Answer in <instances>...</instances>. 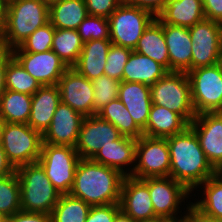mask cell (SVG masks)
Returning a JSON list of instances; mask_svg holds the SVG:
<instances>
[{
	"label": "cell",
	"instance_id": "obj_1",
	"mask_svg": "<svg viewBox=\"0 0 222 222\" xmlns=\"http://www.w3.org/2000/svg\"><path fill=\"white\" fill-rule=\"evenodd\" d=\"M170 154V177L194 190L218 172L202 150L196 133L188 126L182 133L166 137Z\"/></svg>",
	"mask_w": 222,
	"mask_h": 222
},
{
	"label": "cell",
	"instance_id": "obj_2",
	"mask_svg": "<svg viewBox=\"0 0 222 222\" xmlns=\"http://www.w3.org/2000/svg\"><path fill=\"white\" fill-rule=\"evenodd\" d=\"M124 177L116 169L81 158L69 194L90 206L119 204Z\"/></svg>",
	"mask_w": 222,
	"mask_h": 222
},
{
	"label": "cell",
	"instance_id": "obj_3",
	"mask_svg": "<svg viewBox=\"0 0 222 222\" xmlns=\"http://www.w3.org/2000/svg\"><path fill=\"white\" fill-rule=\"evenodd\" d=\"M49 23V5L40 0H7L0 46L11 51L36 29Z\"/></svg>",
	"mask_w": 222,
	"mask_h": 222
},
{
	"label": "cell",
	"instance_id": "obj_4",
	"mask_svg": "<svg viewBox=\"0 0 222 222\" xmlns=\"http://www.w3.org/2000/svg\"><path fill=\"white\" fill-rule=\"evenodd\" d=\"M20 182L21 210L51 215L61 194L52 185L43 167L31 163L16 168Z\"/></svg>",
	"mask_w": 222,
	"mask_h": 222
},
{
	"label": "cell",
	"instance_id": "obj_5",
	"mask_svg": "<svg viewBox=\"0 0 222 222\" xmlns=\"http://www.w3.org/2000/svg\"><path fill=\"white\" fill-rule=\"evenodd\" d=\"M152 104L178 113L188 124L196 113L191 100V84L186 72H167L150 86Z\"/></svg>",
	"mask_w": 222,
	"mask_h": 222
},
{
	"label": "cell",
	"instance_id": "obj_6",
	"mask_svg": "<svg viewBox=\"0 0 222 222\" xmlns=\"http://www.w3.org/2000/svg\"><path fill=\"white\" fill-rule=\"evenodd\" d=\"M1 146L8 161L16 169L39 160L42 135L28 124L4 123Z\"/></svg>",
	"mask_w": 222,
	"mask_h": 222
},
{
	"label": "cell",
	"instance_id": "obj_7",
	"mask_svg": "<svg viewBox=\"0 0 222 222\" xmlns=\"http://www.w3.org/2000/svg\"><path fill=\"white\" fill-rule=\"evenodd\" d=\"M156 16L124 1L108 18L112 44L135 49L138 40Z\"/></svg>",
	"mask_w": 222,
	"mask_h": 222
},
{
	"label": "cell",
	"instance_id": "obj_8",
	"mask_svg": "<svg viewBox=\"0 0 222 222\" xmlns=\"http://www.w3.org/2000/svg\"><path fill=\"white\" fill-rule=\"evenodd\" d=\"M196 115L222 112V66L199 67L187 72Z\"/></svg>",
	"mask_w": 222,
	"mask_h": 222
},
{
	"label": "cell",
	"instance_id": "obj_9",
	"mask_svg": "<svg viewBox=\"0 0 222 222\" xmlns=\"http://www.w3.org/2000/svg\"><path fill=\"white\" fill-rule=\"evenodd\" d=\"M80 159L75 147L42 143L37 162L43 167L52 185L63 195L70 193Z\"/></svg>",
	"mask_w": 222,
	"mask_h": 222
},
{
	"label": "cell",
	"instance_id": "obj_10",
	"mask_svg": "<svg viewBox=\"0 0 222 222\" xmlns=\"http://www.w3.org/2000/svg\"><path fill=\"white\" fill-rule=\"evenodd\" d=\"M142 180L148 185L153 209L157 216L176 217L190 208L192 202L187 199L192 197V193L172 177H149ZM185 200L188 201L186 206ZM182 205L183 208H181ZM183 209L184 212H182Z\"/></svg>",
	"mask_w": 222,
	"mask_h": 222
},
{
	"label": "cell",
	"instance_id": "obj_11",
	"mask_svg": "<svg viewBox=\"0 0 222 222\" xmlns=\"http://www.w3.org/2000/svg\"><path fill=\"white\" fill-rule=\"evenodd\" d=\"M137 179L170 176V154L166 138L142 135L137 139L135 168Z\"/></svg>",
	"mask_w": 222,
	"mask_h": 222
},
{
	"label": "cell",
	"instance_id": "obj_12",
	"mask_svg": "<svg viewBox=\"0 0 222 222\" xmlns=\"http://www.w3.org/2000/svg\"><path fill=\"white\" fill-rule=\"evenodd\" d=\"M192 56L191 70L220 63L222 54V26L204 19L189 27Z\"/></svg>",
	"mask_w": 222,
	"mask_h": 222
},
{
	"label": "cell",
	"instance_id": "obj_13",
	"mask_svg": "<svg viewBox=\"0 0 222 222\" xmlns=\"http://www.w3.org/2000/svg\"><path fill=\"white\" fill-rule=\"evenodd\" d=\"M122 134L98 115L84 117L75 149L82 159H92L104 145L118 140Z\"/></svg>",
	"mask_w": 222,
	"mask_h": 222
},
{
	"label": "cell",
	"instance_id": "obj_14",
	"mask_svg": "<svg viewBox=\"0 0 222 222\" xmlns=\"http://www.w3.org/2000/svg\"><path fill=\"white\" fill-rule=\"evenodd\" d=\"M212 167L222 168V112L197 114L189 124Z\"/></svg>",
	"mask_w": 222,
	"mask_h": 222
},
{
	"label": "cell",
	"instance_id": "obj_15",
	"mask_svg": "<svg viewBox=\"0 0 222 222\" xmlns=\"http://www.w3.org/2000/svg\"><path fill=\"white\" fill-rule=\"evenodd\" d=\"M23 68L35 78L41 86L57 85L68 69L67 65L51 49L45 52H11Z\"/></svg>",
	"mask_w": 222,
	"mask_h": 222
},
{
	"label": "cell",
	"instance_id": "obj_16",
	"mask_svg": "<svg viewBox=\"0 0 222 222\" xmlns=\"http://www.w3.org/2000/svg\"><path fill=\"white\" fill-rule=\"evenodd\" d=\"M61 102L69 105L84 117L93 116L94 89L92 81L68 68L57 84Z\"/></svg>",
	"mask_w": 222,
	"mask_h": 222
},
{
	"label": "cell",
	"instance_id": "obj_17",
	"mask_svg": "<svg viewBox=\"0 0 222 222\" xmlns=\"http://www.w3.org/2000/svg\"><path fill=\"white\" fill-rule=\"evenodd\" d=\"M83 119L81 113L60 102L50 126L42 135V143L75 147Z\"/></svg>",
	"mask_w": 222,
	"mask_h": 222
},
{
	"label": "cell",
	"instance_id": "obj_18",
	"mask_svg": "<svg viewBox=\"0 0 222 222\" xmlns=\"http://www.w3.org/2000/svg\"><path fill=\"white\" fill-rule=\"evenodd\" d=\"M120 209L133 220L154 218V212L148 185L132 176H125L121 186Z\"/></svg>",
	"mask_w": 222,
	"mask_h": 222
},
{
	"label": "cell",
	"instance_id": "obj_19",
	"mask_svg": "<svg viewBox=\"0 0 222 222\" xmlns=\"http://www.w3.org/2000/svg\"><path fill=\"white\" fill-rule=\"evenodd\" d=\"M136 145L137 139L122 135L100 148L92 160L118 170L123 176H131L136 162Z\"/></svg>",
	"mask_w": 222,
	"mask_h": 222
},
{
	"label": "cell",
	"instance_id": "obj_20",
	"mask_svg": "<svg viewBox=\"0 0 222 222\" xmlns=\"http://www.w3.org/2000/svg\"><path fill=\"white\" fill-rule=\"evenodd\" d=\"M163 33L168 48L170 72L191 70L192 42L188 27L163 24Z\"/></svg>",
	"mask_w": 222,
	"mask_h": 222
},
{
	"label": "cell",
	"instance_id": "obj_21",
	"mask_svg": "<svg viewBox=\"0 0 222 222\" xmlns=\"http://www.w3.org/2000/svg\"><path fill=\"white\" fill-rule=\"evenodd\" d=\"M60 102V91L57 85L41 86L32 95L30 117L27 124L43 135L50 126Z\"/></svg>",
	"mask_w": 222,
	"mask_h": 222
},
{
	"label": "cell",
	"instance_id": "obj_22",
	"mask_svg": "<svg viewBox=\"0 0 222 222\" xmlns=\"http://www.w3.org/2000/svg\"><path fill=\"white\" fill-rule=\"evenodd\" d=\"M118 99L125 105L136 124L143 130L147 125L152 105L150 86L122 81L119 86Z\"/></svg>",
	"mask_w": 222,
	"mask_h": 222
},
{
	"label": "cell",
	"instance_id": "obj_23",
	"mask_svg": "<svg viewBox=\"0 0 222 222\" xmlns=\"http://www.w3.org/2000/svg\"><path fill=\"white\" fill-rule=\"evenodd\" d=\"M110 39L89 40L83 43L77 63L72 67L90 81L104 75Z\"/></svg>",
	"mask_w": 222,
	"mask_h": 222
},
{
	"label": "cell",
	"instance_id": "obj_24",
	"mask_svg": "<svg viewBox=\"0 0 222 222\" xmlns=\"http://www.w3.org/2000/svg\"><path fill=\"white\" fill-rule=\"evenodd\" d=\"M162 24L191 27L205 19L202 0H168L156 16Z\"/></svg>",
	"mask_w": 222,
	"mask_h": 222
},
{
	"label": "cell",
	"instance_id": "obj_25",
	"mask_svg": "<svg viewBox=\"0 0 222 222\" xmlns=\"http://www.w3.org/2000/svg\"><path fill=\"white\" fill-rule=\"evenodd\" d=\"M188 126L189 124L178 113L152 104L143 135L166 138L182 133Z\"/></svg>",
	"mask_w": 222,
	"mask_h": 222
},
{
	"label": "cell",
	"instance_id": "obj_26",
	"mask_svg": "<svg viewBox=\"0 0 222 222\" xmlns=\"http://www.w3.org/2000/svg\"><path fill=\"white\" fill-rule=\"evenodd\" d=\"M168 71L148 56L132 51L123 69V81L155 84Z\"/></svg>",
	"mask_w": 222,
	"mask_h": 222
},
{
	"label": "cell",
	"instance_id": "obj_27",
	"mask_svg": "<svg viewBox=\"0 0 222 222\" xmlns=\"http://www.w3.org/2000/svg\"><path fill=\"white\" fill-rule=\"evenodd\" d=\"M134 51L155 60L170 72V61L163 33V24L157 18L146 28Z\"/></svg>",
	"mask_w": 222,
	"mask_h": 222
},
{
	"label": "cell",
	"instance_id": "obj_28",
	"mask_svg": "<svg viewBox=\"0 0 222 222\" xmlns=\"http://www.w3.org/2000/svg\"><path fill=\"white\" fill-rule=\"evenodd\" d=\"M88 15L85 0H58L49 6V22L56 29L77 30Z\"/></svg>",
	"mask_w": 222,
	"mask_h": 222
},
{
	"label": "cell",
	"instance_id": "obj_29",
	"mask_svg": "<svg viewBox=\"0 0 222 222\" xmlns=\"http://www.w3.org/2000/svg\"><path fill=\"white\" fill-rule=\"evenodd\" d=\"M195 190L200 191L202 194L196 192L198 198H195L194 203L192 202L191 204L206 215L222 219V176L217 173L215 176L208 178ZM198 194H200V198Z\"/></svg>",
	"mask_w": 222,
	"mask_h": 222
},
{
	"label": "cell",
	"instance_id": "obj_30",
	"mask_svg": "<svg viewBox=\"0 0 222 222\" xmlns=\"http://www.w3.org/2000/svg\"><path fill=\"white\" fill-rule=\"evenodd\" d=\"M32 105V95L6 90L0 99V117L6 123L27 124Z\"/></svg>",
	"mask_w": 222,
	"mask_h": 222
},
{
	"label": "cell",
	"instance_id": "obj_31",
	"mask_svg": "<svg viewBox=\"0 0 222 222\" xmlns=\"http://www.w3.org/2000/svg\"><path fill=\"white\" fill-rule=\"evenodd\" d=\"M97 115L112 123L124 136L139 139L143 135V130L136 124L125 105L118 98L110 101Z\"/></svg>",
	"mask_w": 222,
	"mask_h": 222
},
{
	"label": "cell",
	"instance_id": "obj_32",
	"mask_svg": "<svg viewBox=\"0 0 222 222\" xmlns=\"http://www.w3.org/2000/svg\"><path fill=\"white\" fill-rule=\"evenodd\" d=\"M83 43L77 30L55 28L51 49L71 68L78 61Z\"/></svg>",
	"mask_w": 222,
	"mask_h": 222
},
{
	"label": "cell",
	"instance_id": "obj_33",
	"mask_svg": "<svg viewBox=\"0 0 222 222\" xmlns=\"http://www.w3.org/2000/svg\"><path fill=\"white\" fill-rule=\"evenodd\" d=\"M6 89L33 95L41 84L33 78L7 50Z\"/></svg>",
	"mask_w": 222,
	"mask_h": 222
},
{
	"label": "cell",
	"instance_id": "obj_34",
	"mask_svg": "<svg viewBox=\"0 0 222 222\" xmlns=\"http://www.w3.org/2000/svg\"><path fill=\"white\" fill-rule=\"evenodd\" d=\"M91 206L70 194L61 195L51 213V222H85Z\"/></svg>",
	"mask_w": 222,
	"mask_h": 222
},
{
	"label": "cell",
	"instance_id": "obj_35",
	"mask_svg": "<svg viewBox=\"0 0 222 222\" xmlns=\"http://www.w3.org/2000/svg\"><path fill=\"white\" fill-rule=\"evenodd\" d=\"M21 211L20 182L16 171L0 178V212L6 217Z\"/></svg>",
	"mask_w": 222,
	"mask_h": 222
},
{
	"label": "cell",
	"instance_id": "obj_36",
	"mask_svg": "<svg viewBox=\"0 0 222 222\" xmlns=\"http://www.w3.org/2000/svg\"><path fill=\"white\" fill-rule=\"evenodd\" d=\"M120 81L101 75L92 81L94 89L93 116L106 106L110 101L118 98Z\"/></svg>",
	"mask_w": 222,
	"mask_h": 222
},
{
	"label": "cell",
	"instance_id": "obj_37",
	"mask_svg": "<svg viewBox=\"0 0 222 222\" xmlns=\"http://www.w3.org/2000/svg\"><path fill=\"white\" fill-rule=\"evenodd\" d=\"M55 27L49 22L45 26L36 29L18 47L10 52H45L51 50Z\"/></svg>",
	"mask_w": 222,
	"mask_h": 222
},
{
	"label": "cell",
	"instance_id": "obj_38",
	"mask_svg": "<svg viewBox=\"0 0 222 222\" xmlns=\"http://www.w3.org/2000/svg\"><path fill=\"white\" fill-rule=\"evenodd\" d=\"M83 42L110 39L109 20L104 17L88 15L77 29Z\"/></svg>",
	"mask_w": 222,
	"mask_h": 222
},
{
	"label": "cell",
	"instance_id": "obj_39",
	"mask_svg": "<svg viewBox=\"0 0 222 222\" xmlns=\"http://www.w3.org/2000/svg\"><path fill=\"white\" fill-rule=\"evenodd\" d=\"M132 51L127 47L111 44L104 67V75L122 82L123 69Z\"/></svg>",
	"mask_w": 222,
	"mask_h": 222
},
{
	"label": "cell",
	"instance_id": "obj_40",
	"mask_svg": "<svg viewBox=\"0 0 222 222\" xmlns=\"http://www.w3.org/2000/svg\"><path fill=\"white\" fill-rule=\"evenodd\" d=\"M123 0H85L89 15L109 18Z\"/></svg>",
	"mask_w": 222,
	"mask_h": 222
},
{
	"label": "cell",
	"instance_id": "obj_41",
	"mask_svg": "<svg viewBox=\"0 0 222 222\" xmlns=\"http://www.w3.org/2000/svg\"><path fill=\"white\" fill-rule=\"evenodd\" d=\"M120 210L119 204L91 206L85 222H113Z\"/></svg>",
	"mask_w": 222,
	"mask_h": 222
},
{
	"label": "cell",
	"instance_id": "obj_42",
	"mask_svg": "<svg viewBox=\"0 0 222 222\" xmlns=\"http://www.w3.org/2000/svg\"><path fill=\"white\" fill-rule=\"evenodd\" d=\"M6 222H51V215L21 210L12 216H8Z\"/></svg>",
	"mask_w": 222,
	"mask_h": 222
},
{
	"label": "cell",
	"instance_id": "obj_43",
	"mask_svg": "<svg viewBox=\"0 0 222 222\" xmlns=\"http://www.w3.org/2000/svg\"><path fill=\"white\" fill-rule=\"evenodd\" d=\"M205 19L222 23V0H202Z\"/></svg>",
	"mask_w": 222,
	"mask_h": 222
},
{
	"label": "cell",
	"instance_id": "obj_44",
	"mask_svg": "<svg viewBox=\"0 0 222 222\" xmlns=\"http://www.w3.org/2000/svg\"><path fill=\"white\" fill-rule=\"evenodd\" d=\"M125 3L143 8L157 16L168 3V0H123Z\"/></svg>",
	"mask_w": 222,
	"mask_h": 222
},
{
	"label": "cell",
	"instance_id": "obj_45",
	"mask_svg": "<svg viewBox=\"0 0 222 222\" xmlns=\"http://www.w3.org/2000/svg\"><path fill=\"white\" fill-rule=\"evenodd\" d=\"M7 50L0 46V99L6 92Z\"/></svg>",
	"mask_w": 222,
	"mask_h": 222
},
{
	"label": "cell",
	"instance_id": "obj_46",
	"mask_svg": "<svg viewBox=\"0 0 222 222\" xmlns=\"http://www.w3.org/2000/svg\"><path fill=\"white\" fill-rule=\"evenodd\" d=\"M16 169L8 161L2 146L0 145V178L14 173Z\"/></svg>",
	"mask_w": 222,
	"mask_h": 222
},
{
	"label": "cell",
	"instance_id": "obj_47",
	"mask_svg": "<svg viewBox=\"0 0 222 222\" xmlns=\"http://www.w3.org/2000/svg\"><path fill=\"white\" fill-rule=\"evenodd\" d=\"M191 215L193 222H222V219L206 215L201 211L197 210L192 204H191Z\"/></svg>",
	"mask_w": 222,
	"mask_h": 222
},
{
	"label": "cell",
	"instance_id": "obj_48",
	"mask_svg": "<svg viewBox=\"0 0 222 222\" xmlns=\"http://www.w3.org/2000/svg\"><path fill=\"white\" fill-rule=\"evenodd\" d=\"M163 222H193L192 215H191V205L190 208L183 213L181 216L176 217H163Z\"/></svg>",
	"mask_w": 222,
	"mask_h": 222
},
{
	"label": "cell",
	"instance_id": "obj_49",
	"mask_svg": "<svg viewBox=\"0 0 222 222\" xmlns=\"http://www.w3.org/2000/svg\"><path fill=\"white\" fill-rule=\"evenodd\" d=\"M6 5L7 0H0V39L5 28Z\"/></svg>",
	"mask_w": 222,
	"mask_h": 222
},
{
	"label": "cell",
	"instance_id": "obj_50",
	"mask_svg": "<svg viewBox=\"0 0 222 222\" xmlns=\"http://www.w3.org/2000/svg\"><path fill=\"white\" fill-rule=\"evenodd\" d=\"M113 222H137V221L133 220L129 215L120 210L116 214Z\"/></svg>",
	"mask_w": 222,
	"mask_h": 222
},
{
	"label": "cell",
	"instance_id": "obj_51",
	"mask_svg": "<svg viewBox=\"0 0 222 222\" xmlns=\"http://www.w3.org/2000/svg\"><path fill=\"white\" fill-rule=\"evenodd\" d=\"M137 222H163V217L162 216H156L154 218L140 220V221H137Z\"/></svg>",
	"mask_w": 222,
	"mask_h": 222
},
{
	"label": "cell",
	"instance_id": "obj_52",
	"mask_svg": "<svg viewBox=\"0 0 222 222\" xmlns=\"http://www.w3.org/2000/svg\"><path fill=\"white\" fill-rule=\"evenodd\" d=\"M4 123H5L4 120L0 117V145H1V135Z\"/></svg>",
	"mask_w": 222,
	"mask_h": 222
},
{
	"label": "cell",
	"instance_id": "obj_53",
	"mask_svg": "<svg viewBox=\"0 0 222 222\" xmlns=\"http://www.w3.org/2000/svg\"><path fill=\"white\" fill-rule=\"evenodd\" d=\"M40 1L46 3L47 5L50 6L51 4L57 2L58 0H40Z\"/></svg>",
	"mask_w": 222,
	"mask_h": 222
},
{
	"label": "cell",
	"instance_id": "obj_54",
	"mask_svg": "<svg viewBox=\"0 0 222 222\" xmlns=\"http://www.w3.org/2000/svg\"><path fill=\"white\" fill-rule=\"evenodd\" d=\"M6 220H7V217L3 213L0 212V222H6Z\"/></svg>",
	"mask_w": 222,
	"mask_h": 222
},
{
	"label": "cell",
	"instance_id": "obj_55",
	"mask_svg": "<svg viewBox=\"0 0 222 222\" xmlns=\"http://www.w3.org/2000/svg\"><path fill=\"white\" fill-rule=\"evenodd\" d=\"M220 64H221V66H222V54H221V58H220Z\"/></svg>",
	"mask_w": 222,
	"mask_h": 222
},
{
	"label": "cell",
	"instance_id": "obj_56",
	"mask_svg": "<svg viewBox=\"0 0 222 222\" xmlns=\"http://www.w3.org/2000/svg\"><path fill=\"white\" fill-rule=\"evenodd\" d=\"M218 173L222 176V168L220 169V171Z\"/></svg>",
	"mask_w": 222,
	"mask_h": 222
}]
</instances>
